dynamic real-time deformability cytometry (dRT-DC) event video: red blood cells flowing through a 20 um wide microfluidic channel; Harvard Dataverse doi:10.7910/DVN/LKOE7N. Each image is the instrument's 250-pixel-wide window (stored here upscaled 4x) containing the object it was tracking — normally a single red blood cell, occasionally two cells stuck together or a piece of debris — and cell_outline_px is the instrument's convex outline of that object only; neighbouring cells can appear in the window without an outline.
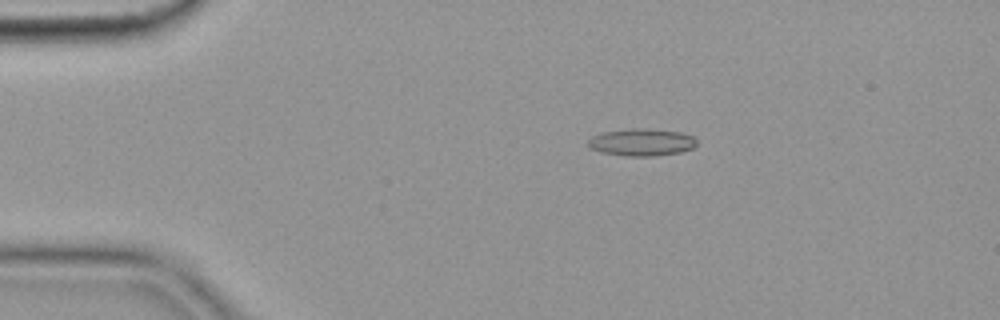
{"species": "common noctule bat (a hibernating species)", "species_latin": "Nyctalus noctula", "temperature_condition": "cold", "stored_images_in_passage": 47, "camera_frame_rate_fps": 3000, "um_per_image_px": 0.085, "animal": {"sex": "female", "body_mass_g": 19.9}, "frame": {"image": 1, "passage_image": 2, "time_ms": 0.333, "image_size_px": [1000, 320], "cell_outline_px": [[696, 144], [692, 148], [680, 152], [656, 156], [624, 156], [600, 152], [592, 148], [588, 144], [588, 140], [592, 136], [604, 132], [632, 128], [640, 128], [680, 132], [692, 136], [696, 140]], "centroid_in_image_um": [54.53, 12.1], "position_along_channel_um": 30.5, "area_um2": 17.11}}
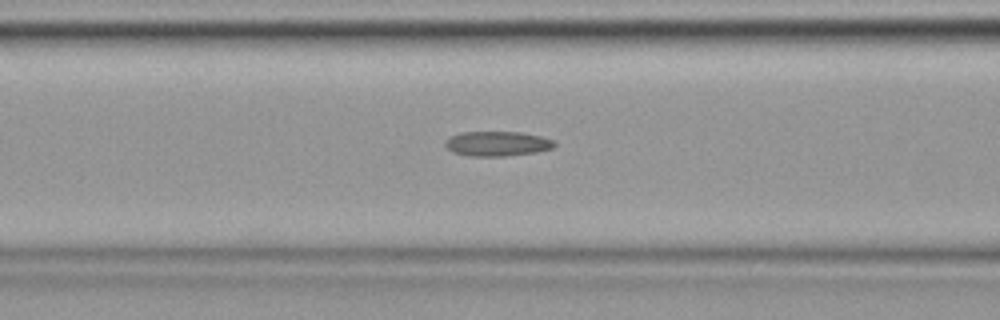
{"frame": {"image": 2, "passage_image": 14, "time_ms": 4.333, "image_size_px": [1000, 320], "cell_outline_px": [[556, 144], [552, 148], [536, 152], [504, 156], [468, 156], [452, 152], [444, 144], [452, 136], [460, 132], [520, 132], [540, 136], [556, 140]], "centroid_in_image_um": [42.29, 12.21], "position_along_channel_um": 124.3, "area_um2": 15.72}}
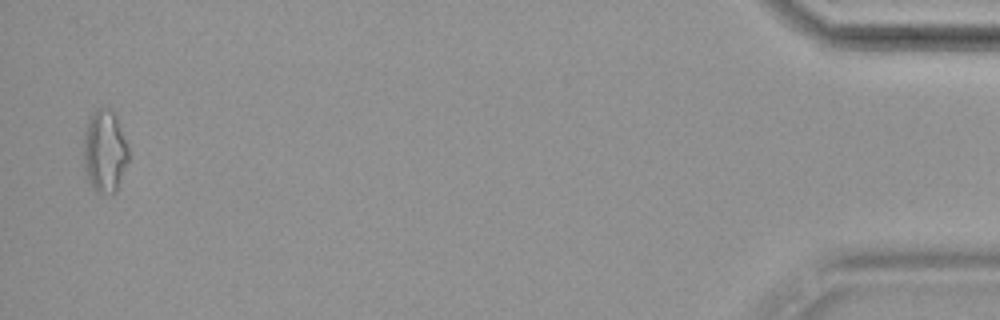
{"frame": {"image": 3, "passage_image": 46, "time_ms": 15.0, "image_size_px": [1000, 320], "cell_outline_px": [[128, 160], [116, 192], [96, 192], [88, 176], [84, 160], [84, 140], [88, 124], [96, 108], [104, 104], [112, 112], [116, 120], [128, 148]], "centroid_in_image_um": [8.91, 12.84], "position_along_channel_um": 426.3, "area_um2": 20.63}, "authors_computed_cell_mechanics": {"area_um2": 16.2418, "velocity_mm_per_s": 3.6334, "shape_relaxation_time_tau1_ms": null, "shape_relaxation_time_tau2_ms": 4.9532, "deformation_change_tau1": null, "deformation_change_tau2": 0.139}}